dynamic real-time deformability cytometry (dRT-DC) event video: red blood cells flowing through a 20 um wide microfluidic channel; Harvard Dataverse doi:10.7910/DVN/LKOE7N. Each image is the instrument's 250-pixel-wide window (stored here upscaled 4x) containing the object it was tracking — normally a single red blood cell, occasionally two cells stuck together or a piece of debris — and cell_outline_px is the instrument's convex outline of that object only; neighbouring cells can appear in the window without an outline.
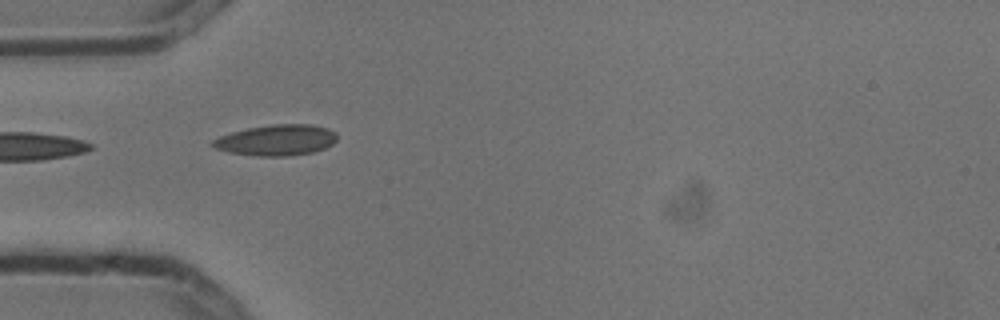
{"species": "common noctule bat (a hibernating species)", "species_latin": "Nyctalus noctula", "temperature_condition": "cold", "stored_images_in_passage": 6, "camera_frame_rate_fps": 3000, "um_per_image_px": 0.085, "animal": {"sex": "male", "body_mass_g": 13.3}, "frame": {"image": 1, "passage_image": 2, "time_ms": 0.333, "image_size_px": [1000, 320], "cell_outline_px": [[336, 140], [332, 144], [324, 148], [312, 152], [288, 156], [256, 156], [228, 152], [216, 148], [208, 144], [212, 140], [220, 136], [232, 132], [248, 128], [272, 124], [312, 124], [328, 128], [336, 132]], "centroid_in_image_um": [23.48, 11.91], "position_along_channel_um": 61.5, "area_um2": 22.43}}
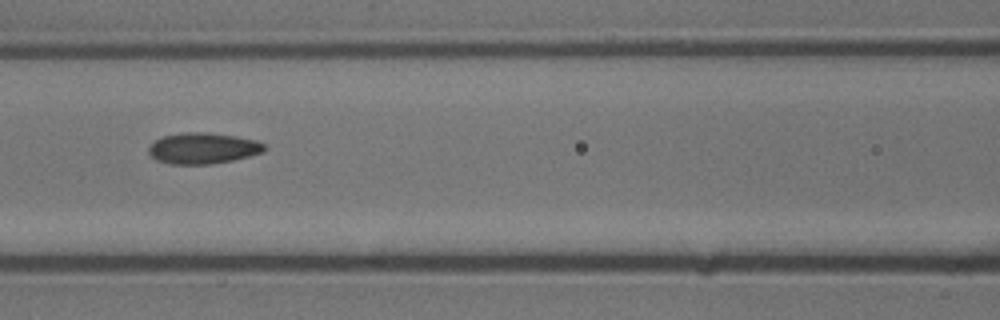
{"frame": {"image": 2, "passage_image": 4, "time_ms": 1.0, "image_size_px": [1000, 320], "cell_outline_px": [[268, 148], [264, 152], [232, 160], [208, 164], [168, 164], [156, 160], [148, 152], [148, 148], [156, 140], [164, 136], [184, 132], [204, 132], [236, 136], [256, 140], [264, 144]], "centroid_in_image_um": [17.26, 12.6], "position_along_channel_um": 149.3, "area_um2": 20.87}}
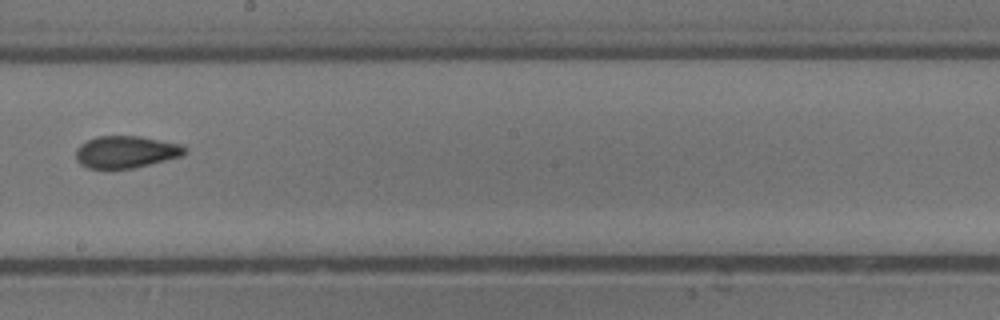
{"frame": {"image": 3, "passage_image": 6, "time_ms": 1.667, "image_size_px": [1000, 320], "cell_outline_px": [[188, 152], [184, 156], [132, 168], [88, 168], [80, 164], [76, 160], [76, 148], [80, 144], [96, 136], [140, 136], [184, 144], [188, 148]], "centroid_in_image_um": [10.76, 12.9], "position_along_channel_um": 237.4, "area_um2": 20.63}}